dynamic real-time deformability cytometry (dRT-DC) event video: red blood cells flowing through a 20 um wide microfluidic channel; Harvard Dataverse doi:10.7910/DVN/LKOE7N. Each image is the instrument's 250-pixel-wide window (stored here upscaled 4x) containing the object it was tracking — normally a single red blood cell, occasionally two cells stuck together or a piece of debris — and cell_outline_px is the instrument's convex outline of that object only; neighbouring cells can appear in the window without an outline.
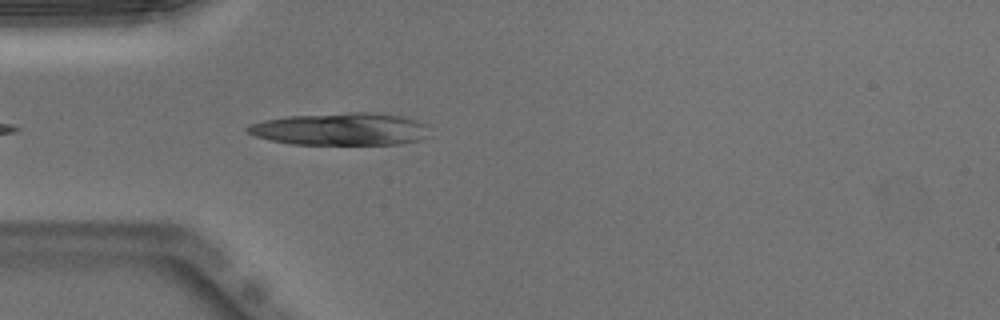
{"species": "Egyptian fruit bat (a non-hibernating species)", "species_latin": "Rousettus aegyptiacus", "temperature_condition": "warm", "stored_images_in_passage": 9, "camera_frame_rate_fps": 3000, "um_per_image_px": 0.085, "animal": {"sex": "male"}, "frame": {"image": 1, "passage_image": 3, "time_ms": 0.667, "image_size_px": [1000, 320], "cell_outline_px": [[432, 136], [424, 140], [400, 144], [292, 144], [272, 140], [256, 136], [248, 132], [244, 128], [248, 124], [264, 120], [288, 116], [348, 112], [372, 112], [400, 116], [416, 120], [428, 124]], "centroid_in_image_um": [29.05, 10.97], "position_along_channel_um": 56.0, "area_um2": 34.85}}